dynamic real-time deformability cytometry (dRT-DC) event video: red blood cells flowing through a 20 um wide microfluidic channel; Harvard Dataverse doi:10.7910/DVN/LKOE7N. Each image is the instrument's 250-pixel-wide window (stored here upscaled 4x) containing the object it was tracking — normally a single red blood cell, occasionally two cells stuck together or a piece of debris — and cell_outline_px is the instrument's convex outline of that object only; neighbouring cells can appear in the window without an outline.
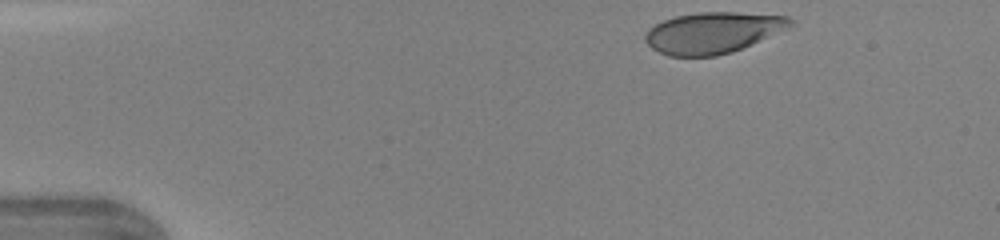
{"species": "human", "species_latin": "Homo sapiens", "temperature_condition": "warm", "stored_images_in_passage": 39, "camera_frame_rate_fps": 3000, "um_per_image_px": 0.085, "donor": {"sex": "female"}, "frame": {"image": 1, "passage_image": 1, "time_ms": 0.0, "image_size_px": [1000, 240], "cell_outline_px": [[796, 24], [788, 28], [732, 52], [716, 56], [668, 56], [652, 48], [644, 40], [644, 36], [648, 28], [664, 20], [676, 16], [700, 12], [736, 12], [788, 16]], "centroid_in_image_um": [60.58, 2.77], "position_along_channel_um": 24.4, "area_um2": 34.68}}
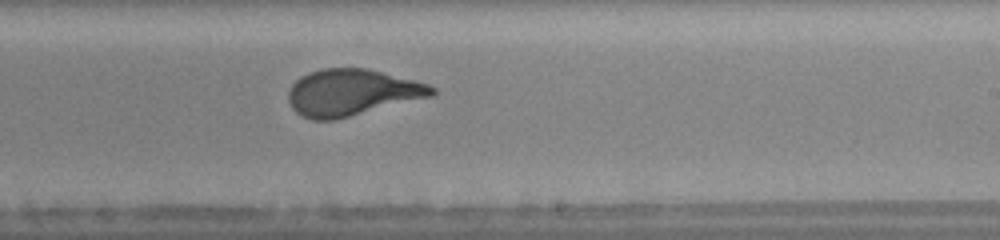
{"frame": {"image": 2, "passage_image": 22, "time_ms": 7.0, "image_size_px": [1000, 240], "cell_outline_px": [[436, 96], [336, 120], [312, 120], [296, 112], [292, 108], [288, 100], [288, 92], [292, 84], [300, 76], [308, 72], [324, 68], [368, 68], [416, 80], [428, 84], [436, 88]], "centroid_in_image_um": [29.96, 7.86], "position_along_channel_um": 259.0, "area_um2": 39.54}}
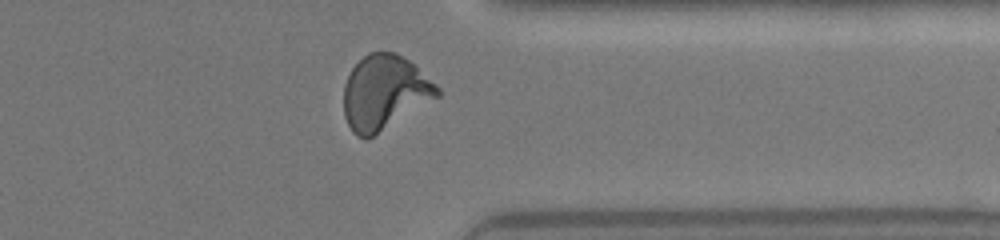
{"frame": {"image": 3, "passage_image": 30, "time_ms": 9.667, "image_size_px": [1000, 240], "cell_outline_px": [[440, 96], [368, 140], [364, 140], [356, 136], [352, 132], [344, 116], [344, 84], [352, 68], [368, 52], [396, 52], [408, 60], [436, 84], [440, 88]], "centroid_in_image_um": [32.67, 7.89], "position_along_channel_um": 378.7, "area_um2": 40.69}}